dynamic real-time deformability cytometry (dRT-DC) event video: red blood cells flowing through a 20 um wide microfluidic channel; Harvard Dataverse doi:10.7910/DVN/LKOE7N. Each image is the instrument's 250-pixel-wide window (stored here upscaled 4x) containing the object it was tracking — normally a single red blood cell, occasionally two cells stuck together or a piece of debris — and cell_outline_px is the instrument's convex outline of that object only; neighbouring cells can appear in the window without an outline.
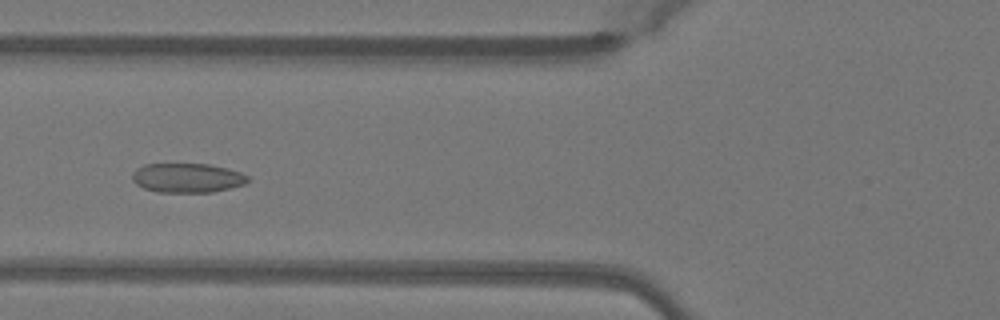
{"species": "Egyptian fruit bat (a non-hibernating species)", "species_latin": "Rousettus aegyptiacus", "temperature_condition": "warm", "stored_images_in_passage": 47, "camera_frame_rate_fps": 3000, "um_per_image_px": 0.085, "animal": {"sex": "female"}, "frame": {"image": 1, "passage_image": 15, "time_ms": 4.667, "image_size_px": [1000, 320], "cell_outline_px": [[248, 180], [244, 184], [212, 192], [156, 192], [144, 188], [136, 184], [132, 180], [132, 172], [136, 168], [144, 164], [208, 164], [240, 172], [248, 176]], "centroid_in_image_um": [15.86, 15.12], "position_along_channel_um": 109.9, "area_um2": 19.65}}
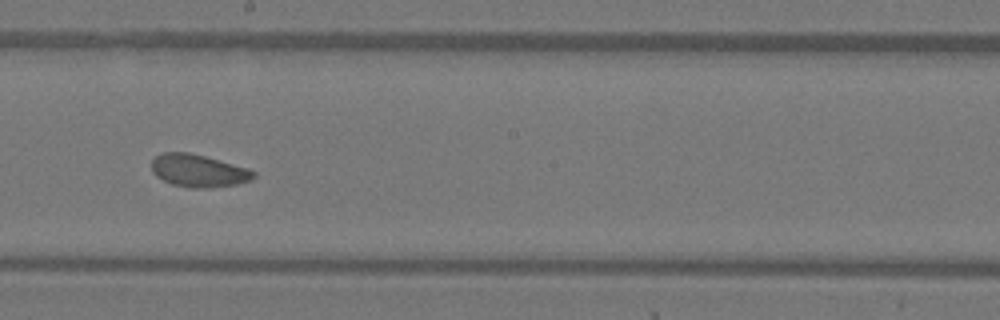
{"frame": {"image": 2, "passage_image": 24, "time_ms": 7.667, "image_size_px": [1000, 320], "cell_outline_px": [[256, 176], [248, 180], [236, 184], [208, 188], [188, 188], [172, 184], [156, 176], [152, 172], [152, 160], [156, 156], [164, 152], [188, 152], [204, 156], [248, 168], [256, 172]], "centroid_in_image_um": [16.85, 14.51], "position_along_channel_um": 231.4, "area_um2": 19.25}}
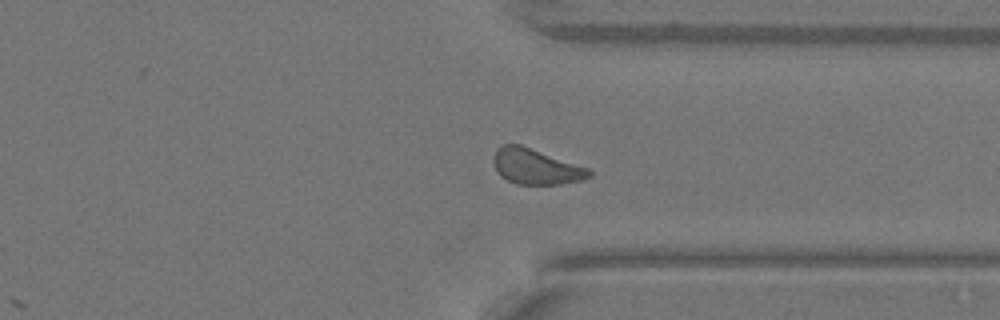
{"frame": {"image": 3, "passage_image": 34, "time_ms": 11.0, "image_size_px": [1000, 320], "cell_outline_px": [[592, 176], [584, 180], [560, 184], [516, 184], [500, 176], [496, 172], [492, 160], [496, 148], [504, 144], [520, 144], [588, 168], [592, 172]], "centroid_in_image_um": [45.52, 14.16], "position_along_channel_um": 365.9, "area_um2": 19.88}, "authors_computed_cell_mechanics": {"area_um2": 19.652, "velocity_mm_per_s": 4.053, "shape_relaxation_time_tau1_ms": 2.8561, "shape_relaxation_time_tau2_ms": 5.3757, "deformation_change_tau1": 0.0683, "deformation_change_tau2": 0.0959}}